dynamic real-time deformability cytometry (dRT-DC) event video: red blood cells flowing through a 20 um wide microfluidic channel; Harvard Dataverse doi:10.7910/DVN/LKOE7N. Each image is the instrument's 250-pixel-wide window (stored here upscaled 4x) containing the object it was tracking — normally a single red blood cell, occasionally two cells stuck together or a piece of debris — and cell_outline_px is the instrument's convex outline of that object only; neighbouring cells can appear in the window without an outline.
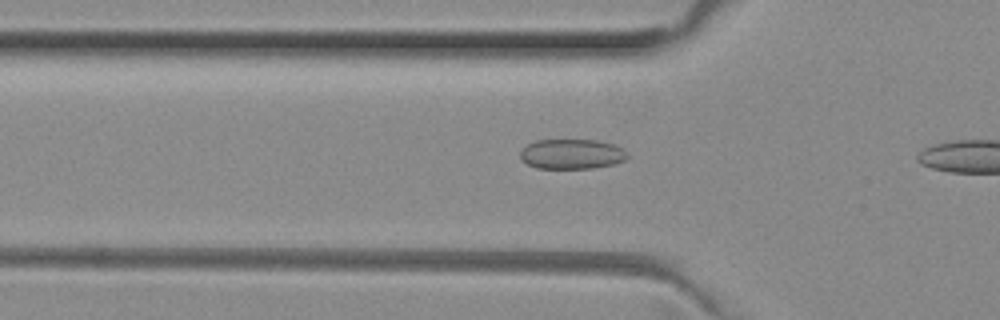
{"species": "common noctule bat (a hibernating species)", "species_latin": "Nyctalus noctula", "temperature_condition": "room temperature", "stored_images_in_passage": 31, "camera_frame_rate_fps": 3000, "um_per_image_px": 0.085, "animal": {"sex": "female", "body_mass_g": 29.2, "forearm_length_mm": 56.3}, "frame": {"image": 1, "passage_image": 7, "time_ms": 2.0, "image_size_px": [1000, 320], "cell_outline_px": [[628, 156], [624, 160], [612, 164], [592, 168], [536, 168], [520, 160], [520, 148], [536, 140], [596, 140], [612, 144], [624, 148], [628, 152]], "centroid_in_image_um": [48.57, 13.09], "position_along_channel_um": 77.2, "area_um2": 18.79}}
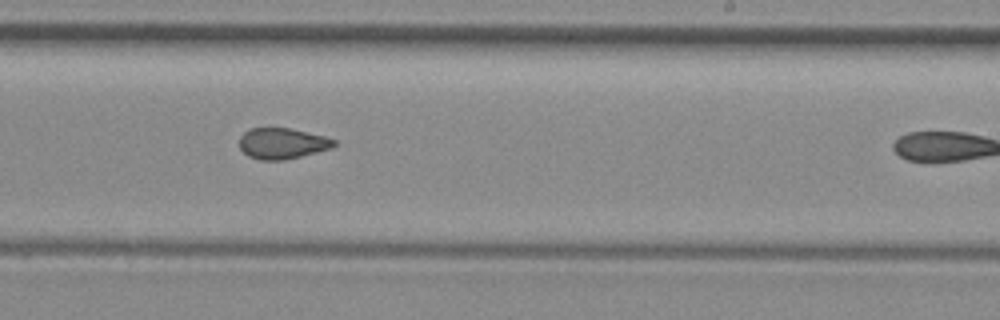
{"frame": {"image": 2, "passage_image": 21, "time_ms": 6.667, "image_size_px": [1000, 320], "cell_outline_px": [[336, 144], [332, 148], [284, 160], [260, 160], [248, 156], [240, 148], [240, 136], [244, 132], [252, 128], [292, 128], [324, 136], [336, 140]], "centroid_in_image_um": [23.99, 12.19], "position_along_channel_um": 265.0, "area_um2": 16.99}}
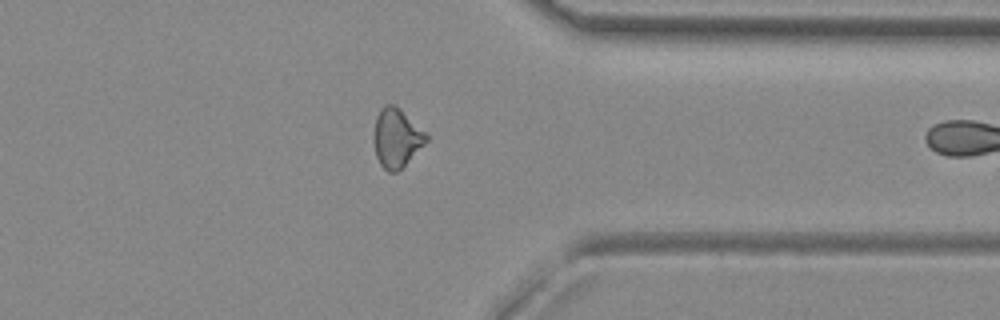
{"frame": {"image": 3, "passage_image": 30, "time_ms": 9.667, "image_size_px": [1000, 320], "cell_outline_px": [[428, 140], [396, 172], [388, 172], [380, 164], [376, 156], [372, 140], [372, 136], [376, 116], [380, 108], [384, 104], [392, 104], [400, 108], [428, 132]], "centroid_in_image_um": [33.69, 11.67], "position_along_channel_um": 377.7, "area_um2": 18.26}}